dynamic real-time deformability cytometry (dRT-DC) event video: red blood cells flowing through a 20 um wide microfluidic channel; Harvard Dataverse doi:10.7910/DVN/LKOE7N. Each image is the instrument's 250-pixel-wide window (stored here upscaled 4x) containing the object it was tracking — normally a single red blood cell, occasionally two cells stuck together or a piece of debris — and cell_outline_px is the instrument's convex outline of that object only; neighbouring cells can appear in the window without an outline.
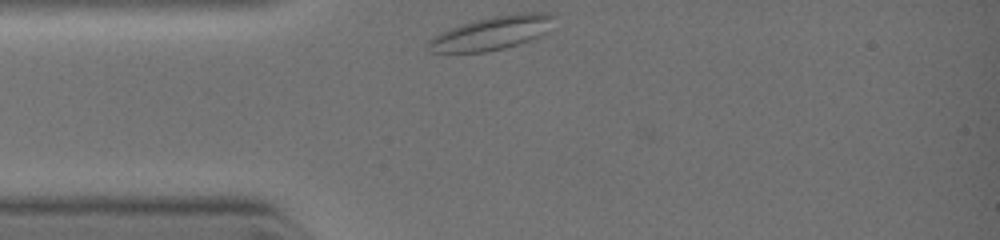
{"species": "common noctule bat (a hibernating species)", "species_latin": "Nyctalus noctula", "temperature_condition": "warm", "stored_images_in_passage": 38, "camera_frame_rate_fps": 3000, "um_per_image_px": 0.085, "animal": {"sex": "female", "body_mass_g": 19.0, "forearm_length_mm": 51.5}, "frame": {"image": 1, "passage_image": 1, "time_ms": 0.0, "image_size_px": [1000, 240], "cell_outline_px": [[556, 16], [544, 32], [528, 40], [504, 48], [484, 52], [428, 52], [428, 40], [432, 36], [440, 32], [460, 24], [492, 16], [516, 12], [556, 12]], "centroid_in_image_um": [41.77, 2.78], "position_along_channel_um": 43.2, "area_um2": 24.51}}
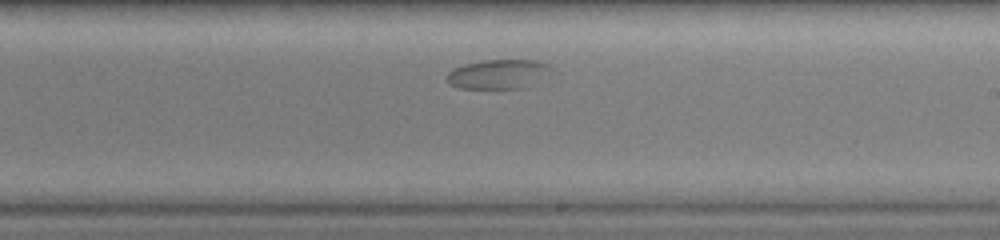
{"frame": {"image": 2, "passage_image": 27, "time_ms": 4.333, "image_size_px": [1000, 240], "cell_outline_px": [[552, 68], [520, 88], [460, 88], [448, 84], [448, 72], [464, 64], [484, 60], [536, 60], [548, 64]], "centroid_in_image_um": [42.23, 6.28], "position_along_channel_um": 246.8, "area_um2": 16.99}}
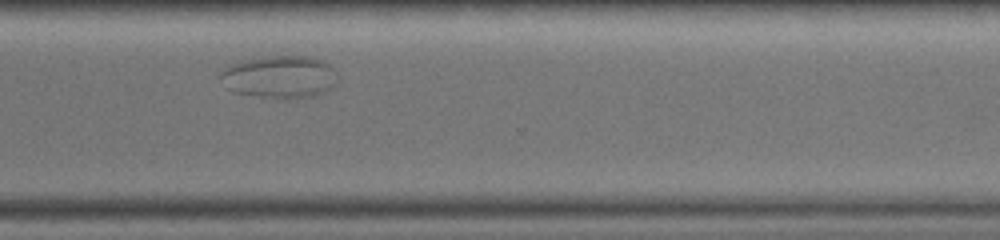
{"frame": {"image": 3, "passage_image": 37, "time_ms": 6.333, "image_size_px": [1000, 240], "cell_outline_px": [[340, 80], [332, 88], [312, 96], [276, 100], [236, 92], [228, 88], [220, 76], [232, 64], [240, 60], [252, 56], [312, 56], [324, 60], [336, 68]], "centroid_in_image_um": [23.87, 6.52], "position_along_channel_um": 346.7, "area_um2": 29.65}}